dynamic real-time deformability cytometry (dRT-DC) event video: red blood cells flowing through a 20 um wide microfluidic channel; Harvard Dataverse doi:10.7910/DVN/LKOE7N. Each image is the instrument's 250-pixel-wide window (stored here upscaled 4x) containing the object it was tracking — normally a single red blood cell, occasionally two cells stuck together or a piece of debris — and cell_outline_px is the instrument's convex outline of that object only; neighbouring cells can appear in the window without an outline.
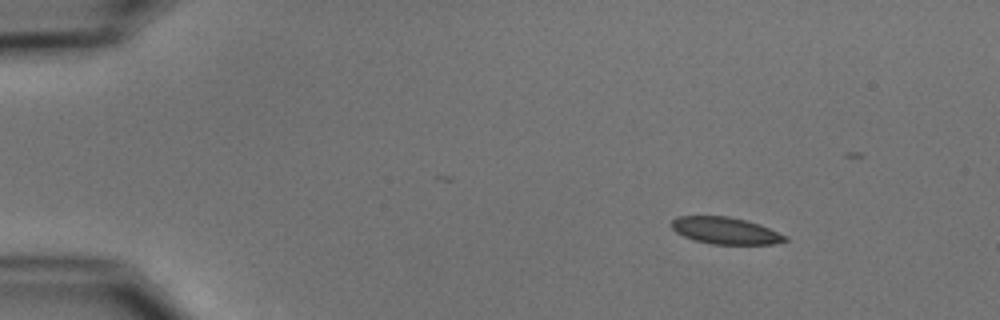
{"species": "common noctule bat (a hibernating species)", "species_latin": "Nyctalus noctula", "temperature_condition": "cold", "stored_images_in_passage": 9, "camera_frame_rate_fps": 3000, "um_per_image_px": 0.085, "animal": {"sex": "male", "body_mass_g": 15.6}, "frame": {"image": 1, "passage_image": 3, "time_ms": 2.333, "image_size_px": [1000, 320], "cell_outline_px": [[788, 240], [772, 244], [712, 244], [692, 240], [676, 232], [668, 224], [676, 216], [728, 216], [744, 220], [768, 228], [788, 236]], "centroid_in_image_um": [61.6, 19.61], "position_along_channel_um": 23.4, "area_um2": 17.74}}
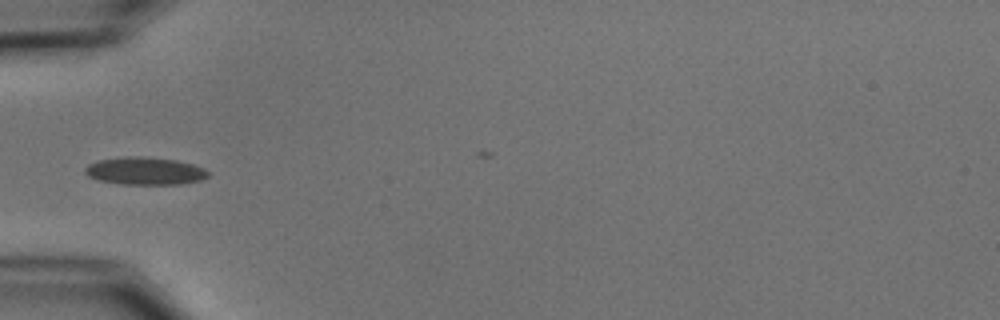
{"frame": {"image": 2, "passage_image": 6, "time_ms": 6.0, "image_size_px": [1000, 320], "cell_outline_px": [[208, 176], [200, 180], [180, 184], [120, 184], [100, 180], [88, 176], [84, 172], [84, 168], [88, 164], [100, 160], [128, 156], [136, 156], [176, 160], [192, 164], [204, 168], [208, 172]], "centroid_in_image_um": [12.3, 14.53], "position_along_channel_um": 72.7, "area_um2": 19.59}}